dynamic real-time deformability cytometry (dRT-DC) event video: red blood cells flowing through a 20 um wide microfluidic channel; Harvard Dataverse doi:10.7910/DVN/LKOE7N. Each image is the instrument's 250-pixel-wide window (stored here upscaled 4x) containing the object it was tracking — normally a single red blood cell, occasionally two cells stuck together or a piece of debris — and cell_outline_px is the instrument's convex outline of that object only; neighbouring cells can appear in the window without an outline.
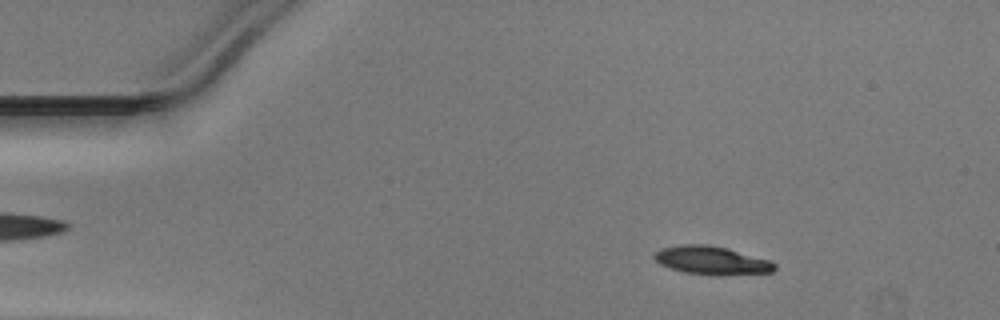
{"species": "Egyptian fruit bat (a non-hibernating species)", "species_latin": "Rousettus aegyptiacus", "temperature_condition": "warm", "stored_images_in_passage": 47, "camera_frame_rate_fps": 3000, "um_per_image_px": 0.085, "animal": {"sex": "male"}, "frame": {"image": 1, "passage_image": 5, "time_ms": 1.333, "image_size_px": [1000, 320], "cell_outline_px": [[776, 268], [772, 272], [684, 272], [668, 268], [660, 264], [652, 256], [660, 248], [680, 244], [708, 244], [728, 248], [772, 260], [776, 264]], "centroid_in_image_um": [60.43, 22.06], "position_along_channel_um": 24.6, "area_um2": 19.02}}
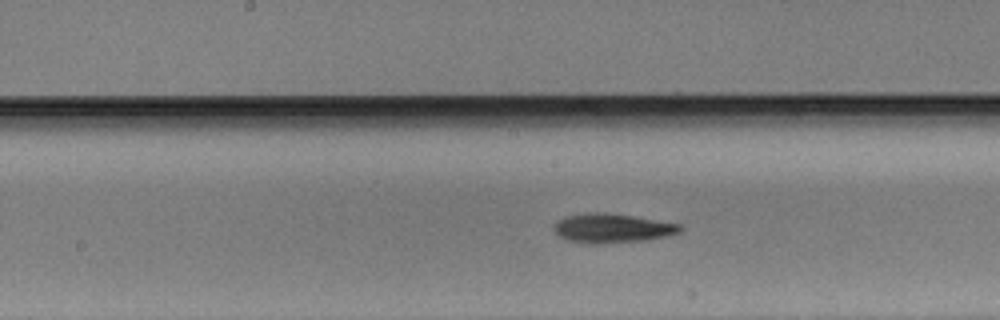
{"frame": {"image": 2, "passage_image": 23, "time_ms": 7.333, "image_size_px": [1000, 320], "cell_outline_px": [[684, 228], [680, 232], [668, 236], [644, 240], [600, 244], [592, 244], [568, 240], [560, 236], [552, 228], [564, 216], [588, 212], [608, 212], [680, 224]], "centroid_in_image_um": [52.05, 19.39], "position_along_channel_um": 196.2, "area_um2": 21.44}}
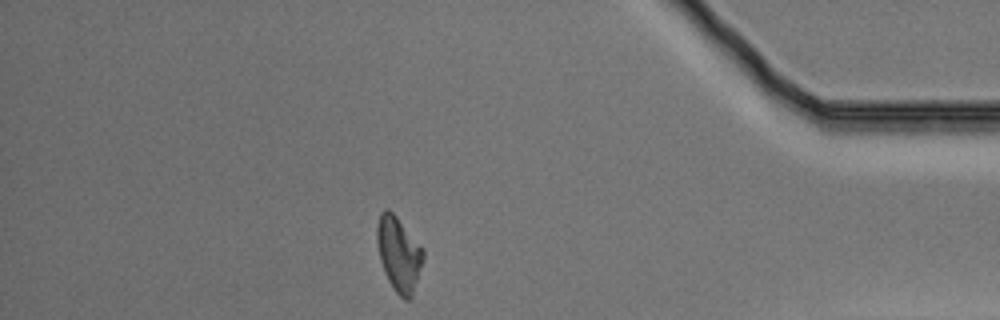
{"frame": {"image": 3, "passage_image": 41, "time_ms": 13.333, "image_size_px": [1000, 320], "cell_outline_px": [[424, 256], [412, 296], [408, 300], [404, 300], [396, 292], [388, 280], [380, 260], [376, 240], [376, 228], [380, 212], [384, 208], [388, 208], [396, 216], [424, 248]], "centroid_in_image_um": [33.89, 21.55], "position_along_channel_um": 401.3, "area_um2": 20.06}}